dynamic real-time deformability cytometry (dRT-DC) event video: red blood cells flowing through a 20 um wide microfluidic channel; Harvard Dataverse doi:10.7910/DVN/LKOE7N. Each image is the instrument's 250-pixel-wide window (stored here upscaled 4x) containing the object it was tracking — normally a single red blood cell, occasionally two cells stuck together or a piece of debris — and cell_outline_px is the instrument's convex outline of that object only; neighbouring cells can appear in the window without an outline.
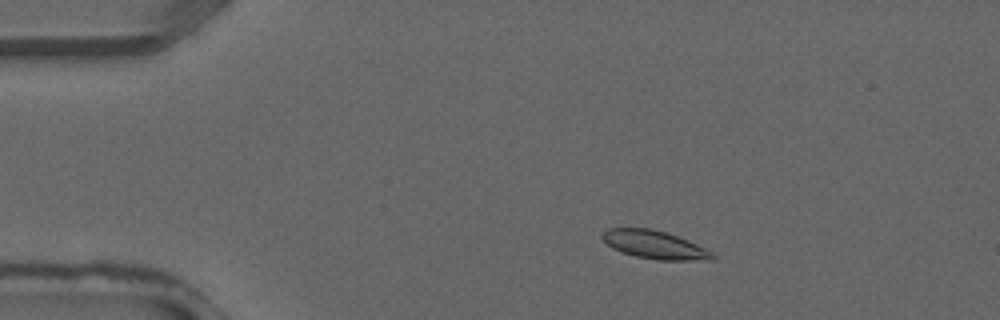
{"species": "common noctule bat (a hibernating species)", "species_latin": "Nyctalus noctula", "temperature_condition": "warm", "stored_images_in_passage": 10, "camera_frame_rate_fps": 3000, "um_per_image_px": 0.085, "animal": {"sex": "male", "forearm_length_mm": 52.5}, "frame": {"image": 1, "passage_image": 6, "time_ms": 1.667, "image_size_px": [1000, 320], "cell_outline_px": [[716, 256], [712, 260], [656, 260], [636, 256], [612, 248], [600, 236], [608, 228], [648, 228], [664, 232], [688, 240], [712, 252]], "centroid_in_image_um": [55.65, 20.81], "position_along_channel_um": 29.4, "area_um2": 17.8}}